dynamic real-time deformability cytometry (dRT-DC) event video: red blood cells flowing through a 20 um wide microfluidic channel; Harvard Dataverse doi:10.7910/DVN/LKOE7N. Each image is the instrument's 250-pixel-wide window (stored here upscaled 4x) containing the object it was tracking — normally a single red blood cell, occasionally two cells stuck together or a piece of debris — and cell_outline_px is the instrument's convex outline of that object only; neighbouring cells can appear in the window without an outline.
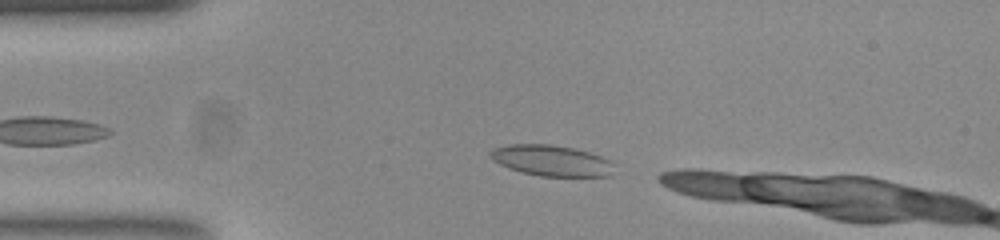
{"species": "common noctule bat (a hibernating species)", "species_latin": "Nyctalus noctula", "temperature_condition": "room temperature", "stored_images_in_passage": 10, "camera_frame_rate_fps": 3000, "um_per_image_px": 0.085, "animal": {"sex": "female", "body_mass_g": 23.0, "forearm_length_mm": 53.4}, "frame": {"image": 1, "passage_image": 2, "time_ms": 0.333, "image_size_px": [1000, 240], "cell_outline_px": [[616, 164], [612, 176], [540, 176], [508, 168], [492, 160], [488, 152], [492, 148], [512, 144], [548, 144], [572, 148], [588, 152], [600, 156]], "centroid_in_image_um": [46.88, 13.65], "position_along_channel_um": 38.1, "area_um2": 22.31}}
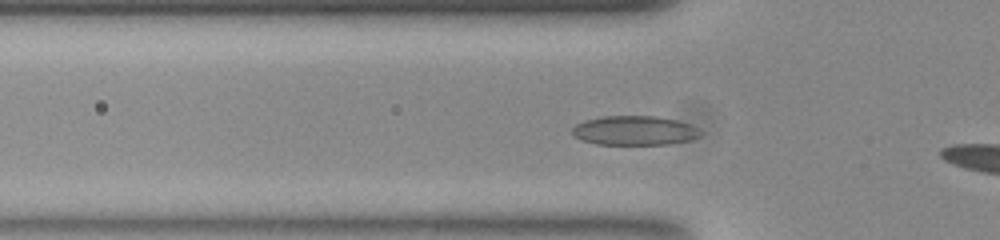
{"frame": {"image": 2, "passage_image": 7, "time_ms": 2.0, "image_size_px": [1000, 240], "cell_outline_px": [[700, 136], [692, 140], [668, 144], [596, 144], [580, 140], [572, 132], [572, 128], [576, 124], [584, 120], [600, 116], [656, 116], [676, 120], [692, 124], [700, 128]], "centroid_in_image_um": [53.95, 11.09], "position_along_channel_um": 71.8, "area_um2": 22.08}}